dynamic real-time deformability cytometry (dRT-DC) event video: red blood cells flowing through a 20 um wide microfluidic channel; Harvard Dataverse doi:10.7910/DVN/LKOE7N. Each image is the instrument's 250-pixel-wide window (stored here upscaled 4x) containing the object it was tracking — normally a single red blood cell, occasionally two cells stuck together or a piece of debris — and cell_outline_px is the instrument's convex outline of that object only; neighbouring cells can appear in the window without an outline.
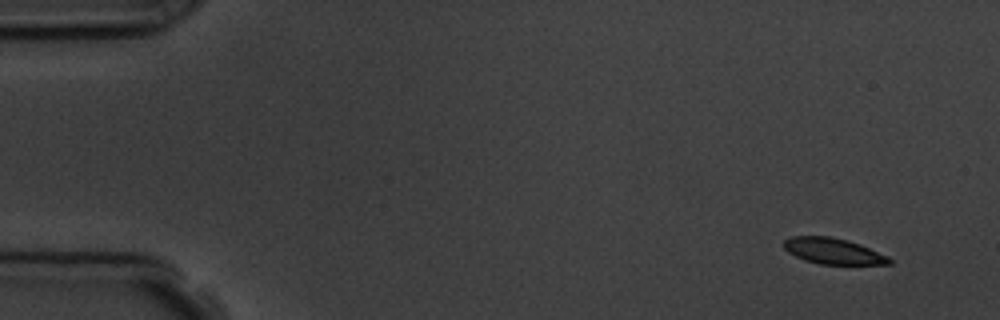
{"species": "common noctule bat (a hibernating species)", "species_latin": "Nyctalus noctula", "temperature_condition": "room temperature", "stored_images_in_passage": 5, "camera_frame_rate_fps": 3000, "um_per_image_px": 0.085, "animal": {"sex": "male", "body_mass_g": 19.5, "forearm_length_mm": 54.6}, "frame": {"image": 1, "passage_image": 1, "time_ms": 0.0, "image_size_px": [1000, 320], "cell_outline_px": [[892, 264], [820, 264], [804, 260], [788, 252], [784, 248], [784, 240], [788, 236], [828, 236], [848, 240], [860, 244], [888, 256], [892, 260]], "centroid_in_image_um": [70.81, 21.33], "position_along_channel_um": 14.2, "area_um2": 15.95}}
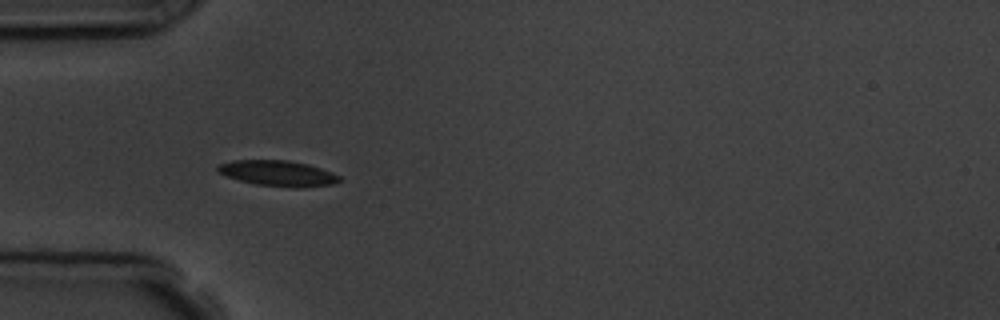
{"frame": {"image": 2, "passage_image": 4, "time_ms": 4.333, "image_size_px": [1000, 320], "cell_outline_px": [[340, 180], [332, 184], [300, 188], [292, 188], [256, 184], [224, 176], [216, 172], [216, 168], [220, 164], [232, 160], [288, 160], [308, 164], [332, 172], [340, 176]], "centroid_in_image_um": [23.59, 14.73], "position_along_channel_um": 61.4, "area_um2": 18.26}}